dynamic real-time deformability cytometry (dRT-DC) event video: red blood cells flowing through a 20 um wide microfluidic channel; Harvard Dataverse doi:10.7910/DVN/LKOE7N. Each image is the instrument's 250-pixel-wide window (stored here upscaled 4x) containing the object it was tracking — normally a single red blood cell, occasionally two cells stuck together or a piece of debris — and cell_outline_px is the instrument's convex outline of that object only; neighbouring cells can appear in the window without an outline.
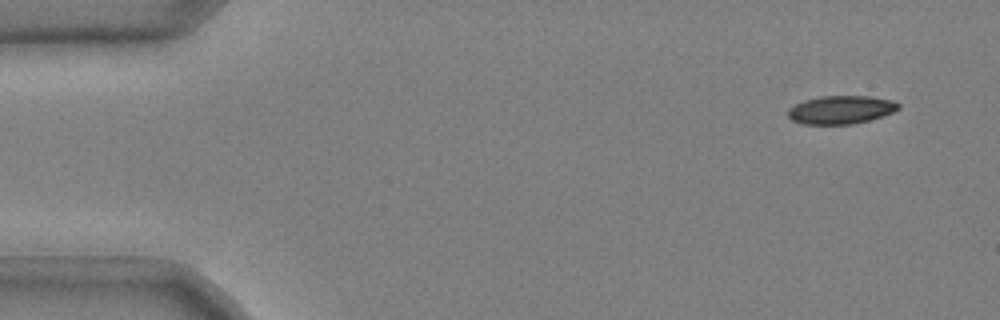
{"species": "common noctule bat (a hibernating species)", "species_latin": "Nyctalus noctula", "temperature_condition": "cold", "stored_images_in_passage": 46, "camera_frame_rate_fps": 3000, "um_per_image_px": 0.085, "animal": {"sex": "male", "body_mass_g": 20.4}, "frame": {"image": 1, "passage_image": 1, "time_ms": 0.0, "image_size_px": [1000, 320], "cell_outline_px": [[900, 108], [892, 112], [868, 120], [852, 124], [804, 124], [792, 120], [788, 116], [788, 108], [804, 100], [820, 96], [868, 96], [892, 100], [900, 104]], "centroid_in_image_um": [71.46, 9.32], "position_along_channel_um": 13.5, "area_um2": 18.03}}
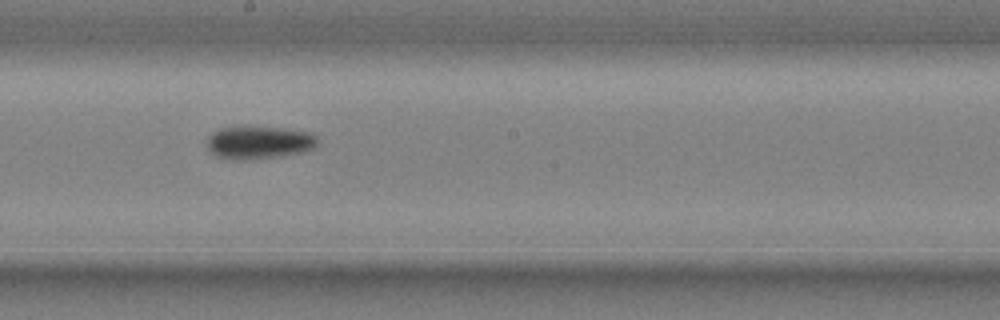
{"frame": {"image": 2, "passage_image": 27, "time_ms": 8.667, "image_size_px": [1000, 320], "cell_outline_px": [[320, 140], [316, 148], [304, 152], [284, 156], [252, 160], [232, 160], [216, 156], [208, 148], [208, 136], [212, 132], [220, 128], [280, 128], [312, 132]], "centroid_in_image_um": [22.09, 12.15], "position_along_channel_um": 226.1, "area_um2": 21.33}}
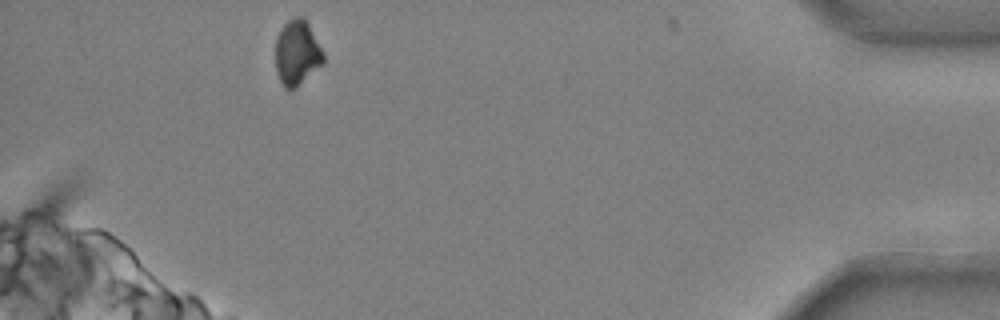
{"frame": {"image": 3, "passage_image": 46, "time_ms": 15.0, "image_size_px": [1000, 320], "cell_outline_px": [[324, 64], [296, 88], [284, 88], [276, 72], [276, 36], [284, 24], [288, 20], [296, 16], [304, 16], [324, 52]], "centroid_in_image_um": [25.27, 4.48], "position_along_channel_um": 409.9, "area_um2": 18.38}}